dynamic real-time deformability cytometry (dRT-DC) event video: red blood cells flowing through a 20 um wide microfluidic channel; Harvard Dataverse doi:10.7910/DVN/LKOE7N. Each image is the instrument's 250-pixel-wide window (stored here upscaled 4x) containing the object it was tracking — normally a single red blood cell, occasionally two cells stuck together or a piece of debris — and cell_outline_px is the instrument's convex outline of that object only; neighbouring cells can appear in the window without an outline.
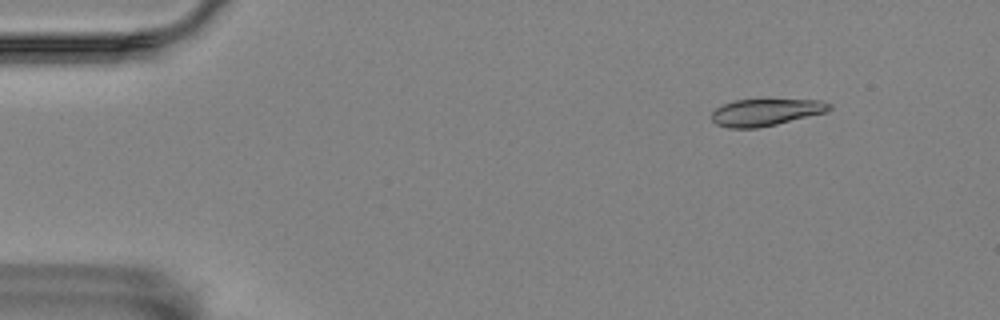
{"species": "Egyptian fruit bat (a non-hibernating species)", "species_latin": "Rousettus aegyptiacus", "temperature_condition": "room temperature", "stored_images_in_passage": 51, "camera_frame_rate_fps": 3000, "um_per_image_px": 0.085, "animal": {"sex": "female"}, "frame": {"image": 1, "passage_image": 1, "time_ms": 0.0, "image_size_px": [1000, 320], "cell_outline_px": [[832, 108], [828, 112], [776, 124], [756, 128], [728, 128], [716, 124], [712, 120], [712, 112], [720, 104], [736, 100], [820, 100], [832, 104]], "centroid_in_image_um": [65.09, 9.54], "position_along_channel_um": 19.9, "area_um2": 18.5}}
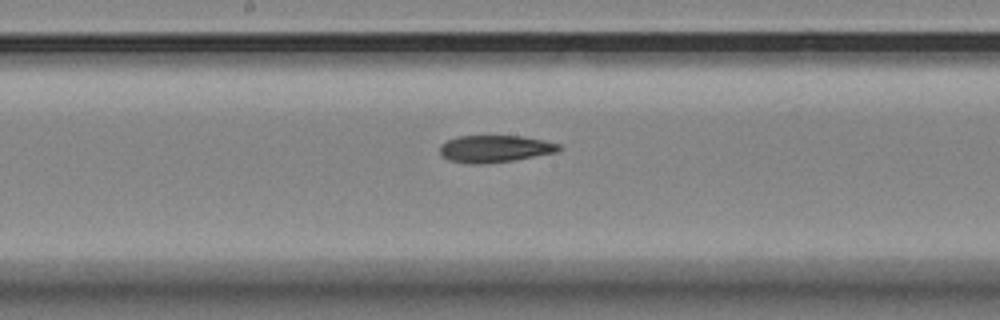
{"frame": {"image": 2, "passage_image": 24, "time_ms": 7.667, "image_size_px": [1000, 320], "cell_outline_px": [[564, 148], [556, 152], [512, 160], [480, 164], [464, 164], [448, 160], [440, 156], [440, 144], [456, 136], [524, 136], [544, 140], [560, 144]], "centroid_in_image_um": [42.03, 12.64], "position_along_channel_um": 206.2, "area_um2": 18.96}}
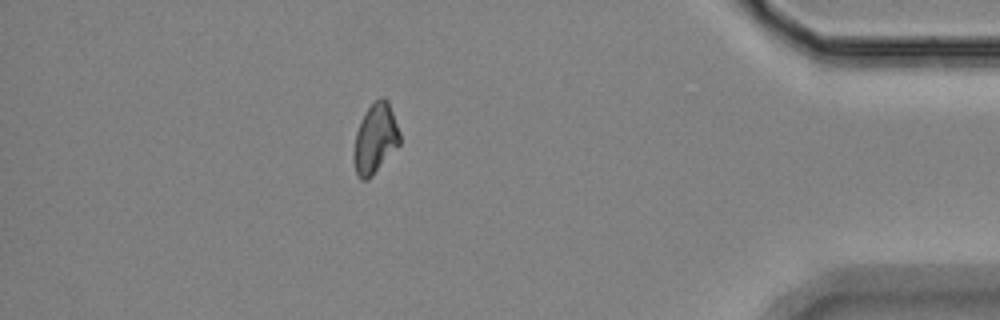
{"frame": {"image": 3, "passage_image": 44, "time_ms": 14.333, "image_size_px": [1000, 320], "cell_outline_px": [[400, 144], [372, 176], [368, 180], [360, 180], [356, 176], [352, 156], [356, 132], [368, 108], [380, 96], [384, 96], [388, 100], [400, 132]], "centroid_in_image_um": [31.89, 11.82], "position_along_channel_um": 403.3, "area_um2": 18.79}, "authors_computed_cell_mechanics": {"area_um2": 18.9584, "velocity_mm_per_s": 3.5569, "shape_relaxation_time_tau1_ms": null, "shape_relaxation_time_tau2_ms": 1.9865, "deformation_change_tau1": null, "deformation_change_tau2": 0.0727}}